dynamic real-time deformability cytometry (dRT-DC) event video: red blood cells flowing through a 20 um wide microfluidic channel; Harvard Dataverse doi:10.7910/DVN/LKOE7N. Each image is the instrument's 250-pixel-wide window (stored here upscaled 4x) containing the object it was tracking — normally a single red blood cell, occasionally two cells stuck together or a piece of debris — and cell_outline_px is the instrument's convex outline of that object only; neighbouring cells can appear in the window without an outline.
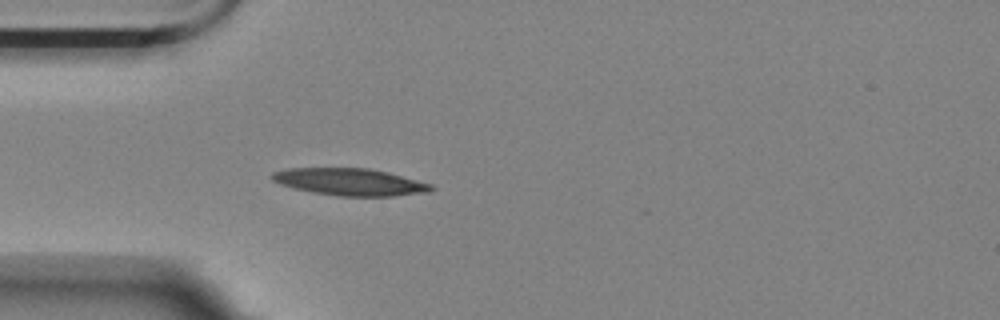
{"species": "Egyptian fruit bat (a non-hibernating species)", "species_latin": "Rousettus aegyptiacus", "temperature_condition": "room temperature", "stored_images_in_passage": 11, "camera_frame_rate_fps": 3000, "um_per_image_px": 0.085, "animal": {"sex": "female"}, "frame": {"image": 1, "passage_image": 4, "time_ms": 1.0, "image_size_px": [1000, 320], "cell_outline_px": [[436, 188], [428, 192], [392, 196], [340, 196], [316, 192], [296, 188], [280, 184], [272, 180], [272, 172], [284, 168], [368, 168], [388, 172], [432, 184]], "centroid_in_image_um": [29.77, 15.45], "position_along_channel_um": 55.2, "area_um2": 24.97}}
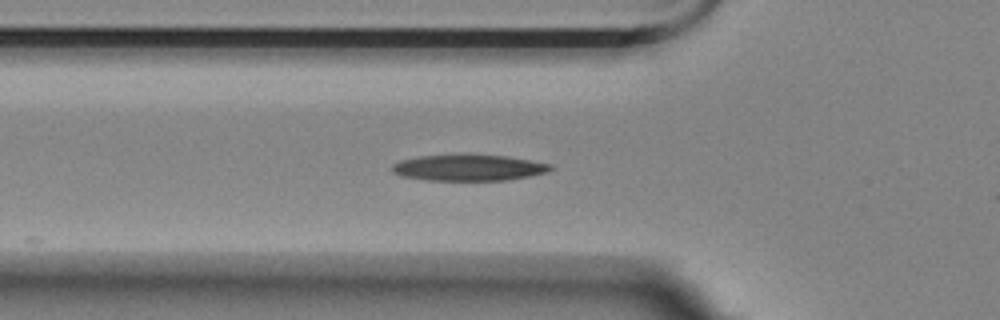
{"frame": {"image": 2, "passage_image": 7, "time_ms": 2.0, "image_size_px": [1000, 320], "cell_outline_px": [[556, 168], [548, 172], [508, 180], [424, 180], [400, 176], [392, 172], [392, 164], [400, 160], [420, 156], [508, 156], [532, 160], [552, 164]], "centroid_in_image_um": [39.87, 14.27], "position_along_channel_um": 85.9, "area_um2": 23.87}}